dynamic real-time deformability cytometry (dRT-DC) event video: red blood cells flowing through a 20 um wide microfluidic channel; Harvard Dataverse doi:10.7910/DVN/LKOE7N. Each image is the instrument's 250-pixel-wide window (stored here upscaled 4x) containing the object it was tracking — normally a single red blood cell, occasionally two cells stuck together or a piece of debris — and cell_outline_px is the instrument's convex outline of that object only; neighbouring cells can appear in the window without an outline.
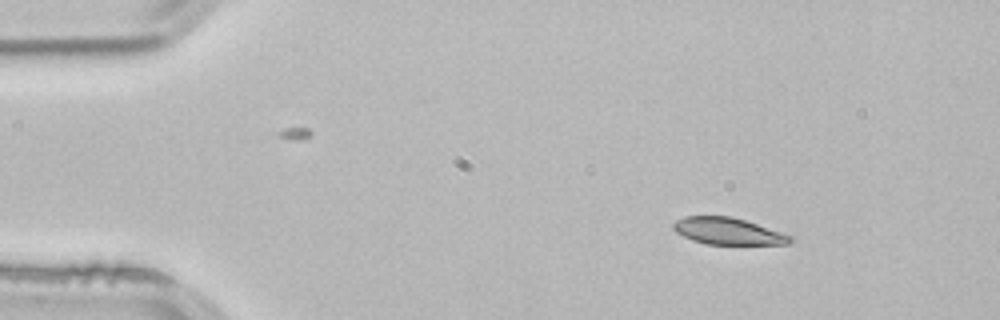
{"species": "common noctule bat (a hibernating species)", "species_latin": "Nyctalus noctula", "temperature_condition": "room temperature", "stored_images_in_passage": 3, "camera_frame_rate_fps": 3000, "um_per_image_px": 0.085, "animal": {"sex": "male", "body_mass_g": 21.5, "forearm_length_mm": 52.0}, "frame": {"image": 1, "passage_image": 1, "time_ms": 0.0, "image_size_px": [1000, 320], "cell_outline_px": [[792, 240], [788, 244], [704, 244], [692, 240], [676, 232], [672, 228], [672, 224], [676, 220], [684, 216], [732, 216], [792, 236]], "centroid_in_image_um": [61.82, 19.65], "position_along_channel_um": 23.2, "area_um2": 18.09}}
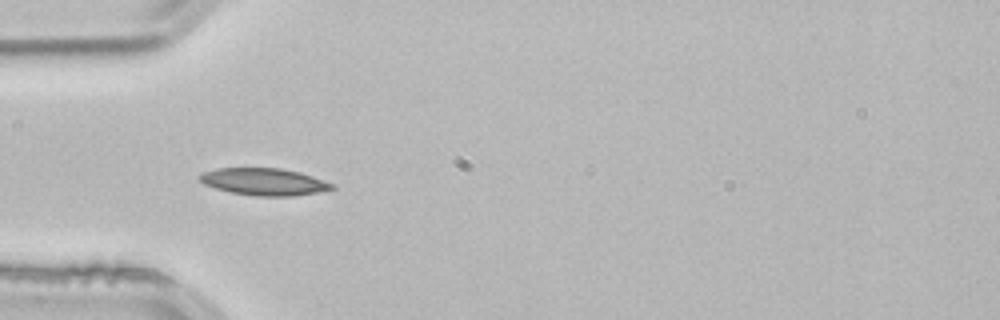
{"frame": {"image": 2, "passage_image": 3, "time_ms": 0.667, "image_size_px": [1000, 320], "cell_outline_px": [[336, 188], [316, 192], [292, 196], [256, 196], [232, 192], [216, 188], [204, 184], [196, 176], [200, 172], [216, 168], [280, 168], [300, 172], [336, 184]], "centroid_in_image_um": [22.43, 15.44], "position_along_channel_um": 62.6, "area_um2": 20.98}}